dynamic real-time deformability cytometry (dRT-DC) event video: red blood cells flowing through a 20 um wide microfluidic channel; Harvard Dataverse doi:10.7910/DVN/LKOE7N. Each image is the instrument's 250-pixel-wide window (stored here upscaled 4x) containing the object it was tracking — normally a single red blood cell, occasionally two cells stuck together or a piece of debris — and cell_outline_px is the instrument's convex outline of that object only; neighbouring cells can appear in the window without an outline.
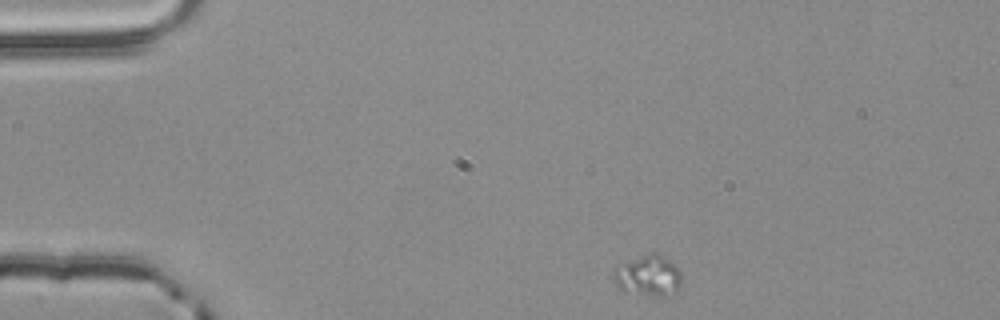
{"species": "common noctule bat (a hibernating species)", "species_latin": "Nyctalus noctula", "temperature_condition": "room temperature", "stored_images_in_passage": 46, "camera_frame_rate_fps": 3000, "um_per_image_px": 0.085, "animal": {"sex": "male", "body_mass_g": 20.4}, "frame": {"image": 1, "passage_image": 1, "time_ms": 0.0, "image_size_px": [1000, 320], "cell_outline_px": [[680, 288], [664, 296], [656, 296], [620, 288], [612, 280], [612, 268], [640, 256], [652, 252], [656, 252], [676, 264], [680, 268]], "centroid_in_image_um": [55.1, 23.39], "position_along_channel_um": 29.9, "area_um2": 15.95}}